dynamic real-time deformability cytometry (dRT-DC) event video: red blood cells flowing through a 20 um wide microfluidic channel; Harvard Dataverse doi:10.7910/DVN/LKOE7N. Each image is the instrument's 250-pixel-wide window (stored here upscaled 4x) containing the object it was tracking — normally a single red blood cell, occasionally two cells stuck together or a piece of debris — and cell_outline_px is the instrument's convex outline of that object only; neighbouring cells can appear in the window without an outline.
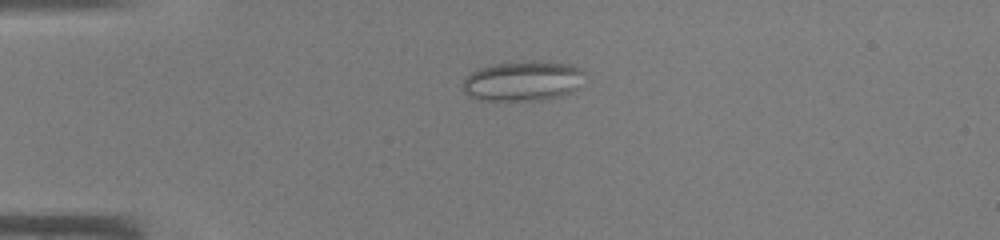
{"species": "common noctule bat (a hibernating species)", "species_latin": "Nyctalus noctula", "temperature_condition": "warm", "stored_images_in_passage": 35, "camera_frame_rate_fps": 3000, "um_per_image_px": 0.085, "animal": {"sex": "male", "body_mass_g": 19.0, "forearm_length_mm": 50.8}, "frame": {"image": 1, "passage_image": 1, "time_ms": 0.0, "image_size_px": [1000, 240], "cell_outline_px": [[584, 72], [576, 88], [560, 96], [540, 100], [480, 100], [468, 96], [460, 88], [460, 84], [476, 68], [492, 64], [568, 64], [580, 68]], "centroid_in_image_um": [44.31, 6.94], "position_along_channel_um": 40.7, "area_um2": 27.28}}
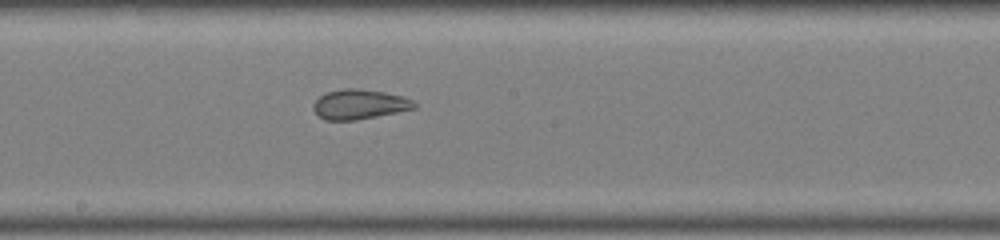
{"frame": {"image": 2, "passage_image": 15, "time_ms": 4.667, "image_size_px": [1000, 240], "cell_outline_px": [[416, 108], [356, 120], [324, 120], [312, 108], [312, 104], [320, 96], [328, 92], [344, 88], [360, 88], [384, 92], [404, 96], [412, 100], [416, 104]], "centroid_in_image_um": [30.55, 8.86], "position_along_channel_um": 217.7, "area_um2": 17.46}}
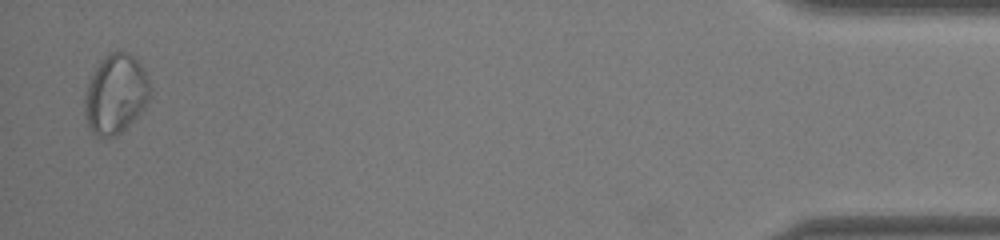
{"frame": {"image": 3, "passage_image": 34, "time_ms": 11.0, "image_size_px": [1000, 240], "cell_outline_px": [[152, 92], [148, 100], [140, 112], [120, 132], [112, 136], [96, 136], [88, 128], [84, 112], [84, 100], [88, 84], [96, 68], [104, 56], [120, 48], [128, 52], [140, 64], [148, 80]], "centroid_in_image_um": [9.82, 7.97], "position_along_channel_um": 425.4, "area_um2": 29.88}}